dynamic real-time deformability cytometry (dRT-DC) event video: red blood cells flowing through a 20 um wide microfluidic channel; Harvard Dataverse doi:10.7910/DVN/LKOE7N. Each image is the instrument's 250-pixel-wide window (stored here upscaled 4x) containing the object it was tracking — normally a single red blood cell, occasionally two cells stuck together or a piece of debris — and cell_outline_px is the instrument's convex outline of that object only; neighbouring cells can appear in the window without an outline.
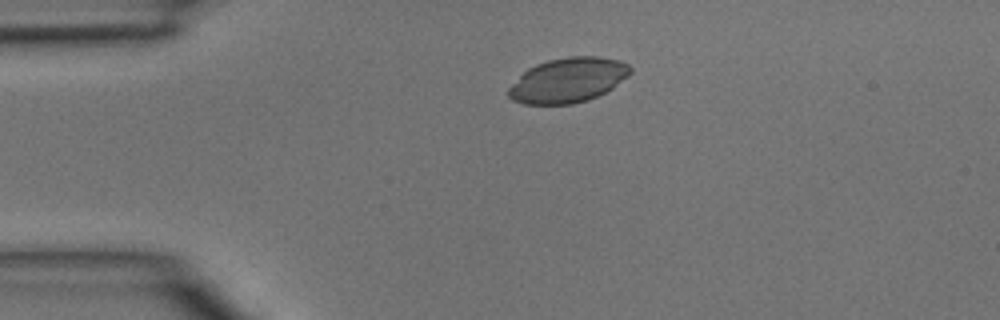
{"species": "common noctule bat (a hibernating species)", "species_latin": "Nyctalus noctula", "temperature_condition": "room temperature", "stored_images_in_passage": 4, "camera_frame_rate_fps": 3000, "um_per_image_px": 0.085, "animal": {"sex": "male", "body_mass_g": 15.6}, "frame": {"image": 1, "passage_image": 1, "time_ms": 0.0, "image_size_px": [1000, 320], "cell_outline_px": [[632, 72], [628, 76], [612, 88], [588, 100], [572, 104], [524, 104], [512, 100], [508, 96], [508, 88], [528, 68], [536, 64], [548, 60], [568, 56], [600, 56], [620, 60], [628, 64], [632, 68]], "centroid_in_image_um": [48.3, 6.8], "position_along_channel_um": 36.7, "area_um2": 31.79}}